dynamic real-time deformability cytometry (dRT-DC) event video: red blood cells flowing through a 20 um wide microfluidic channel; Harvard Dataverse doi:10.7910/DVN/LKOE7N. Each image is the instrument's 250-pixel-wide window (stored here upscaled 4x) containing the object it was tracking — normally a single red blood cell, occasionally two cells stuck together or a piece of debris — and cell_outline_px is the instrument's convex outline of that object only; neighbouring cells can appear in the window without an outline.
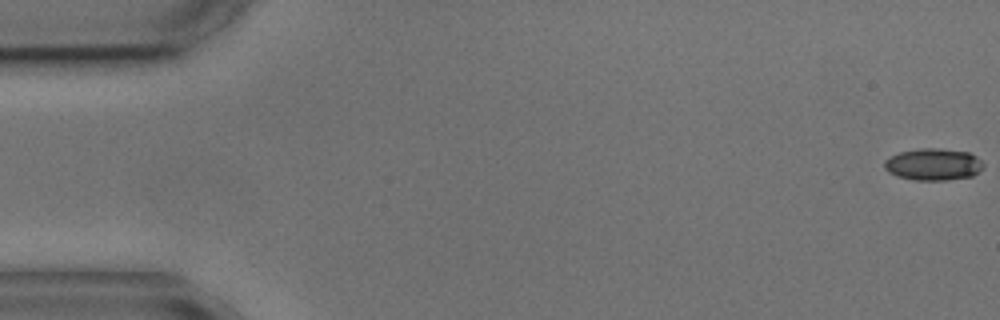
{"species": "common noctule bat (a hibernating species)", "species_latin": "Nyctalus noctula", "temperature_condition": "cold", "stored_images_in_passage": 7, "camera_frame_rate_fps": 3000, "um_per_image_px": 0.085, "animal": {"sex": "male", "body_mass_g": 17.9, "forearm_length_mm": 54.2}, "frame": {"image": 1, "passage_image": 1, "time_ms": 0.0, "image_size_px": [1000, 320], "cell_outline_px": [[984, 168], [972, 176], [944, 180], [916, 180], [900, 176], [888, 172], [884, 168], [884, 160], [900, 152], [920, 148], [936, 148], [968, 152], [976, 156], [984, 164]], "centroid_in_image_um": [79.35, 13.97], "position_along_channel_um": 5.7, "area_um2": 18.26}}
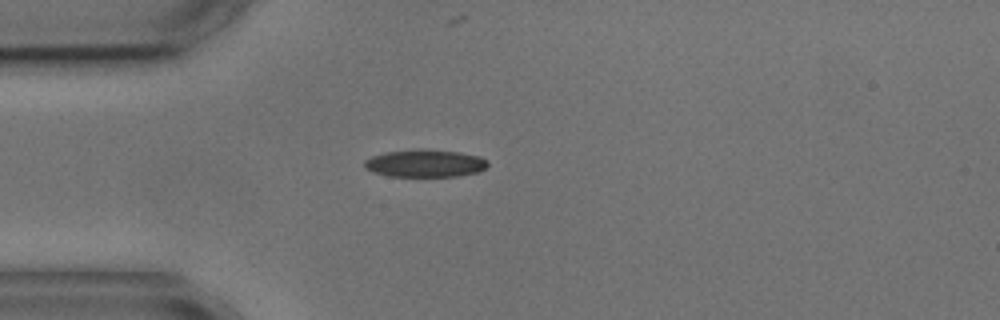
{"frame": {"image": 2, "passage_image": 4, "time_ms": 4.667, "image_size_px": [1000, 320], "cell_outline_px": [[488, 164], [480, 172], [456, 176], [388, 176], [364, 168], [364, 160], [372, 156], [384, 152], [416, 148], [424, 148], [460, 152], [480, 156], [488, 160]], "centroid_in_image_um": [36.14, 13.86], "position_along_channel_um": 48.9, "area_um2": 20.06}}